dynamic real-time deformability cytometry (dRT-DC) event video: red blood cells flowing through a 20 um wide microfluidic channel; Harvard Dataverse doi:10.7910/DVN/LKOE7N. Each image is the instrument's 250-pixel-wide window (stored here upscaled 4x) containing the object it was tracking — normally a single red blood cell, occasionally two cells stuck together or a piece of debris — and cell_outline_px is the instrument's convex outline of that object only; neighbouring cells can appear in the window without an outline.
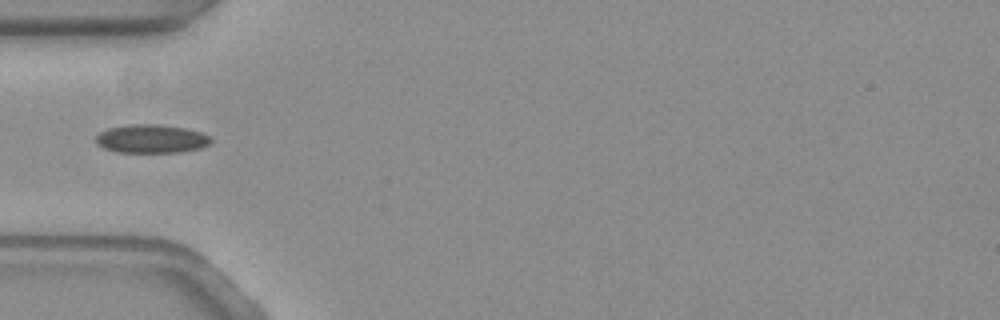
{"species": "common noctule bat (a hibernating species)", "species_latin": "Nyctalus noctula", "temperature_condition": "warm", "stored_images_in_passage": 24, "camera_frame_rate_fps": 3000, "um_per_image_px": 0.085, "animal": {"sex": "female", "body_mass_g": 19.3, "forearm_length_mm": 54.1}, "frame": {"image": 1, "passage_image": 1, "time_ms": 0.0, "image_size_px": [1000, 320], "cell_outline_px": [[212, 140], [208, 144], [200, 148], [180, 152], [116, 152], [104, 148], [96, 144], [96, 136], [100, 132], [108, 128], [128, 124], [160, 124], [184, 128], [200, 132], [208, 136]], "centroid_in_image_um": [12.82, 11.79], "position_along_channel_um": 72.2, "area_um2": 19.07}}